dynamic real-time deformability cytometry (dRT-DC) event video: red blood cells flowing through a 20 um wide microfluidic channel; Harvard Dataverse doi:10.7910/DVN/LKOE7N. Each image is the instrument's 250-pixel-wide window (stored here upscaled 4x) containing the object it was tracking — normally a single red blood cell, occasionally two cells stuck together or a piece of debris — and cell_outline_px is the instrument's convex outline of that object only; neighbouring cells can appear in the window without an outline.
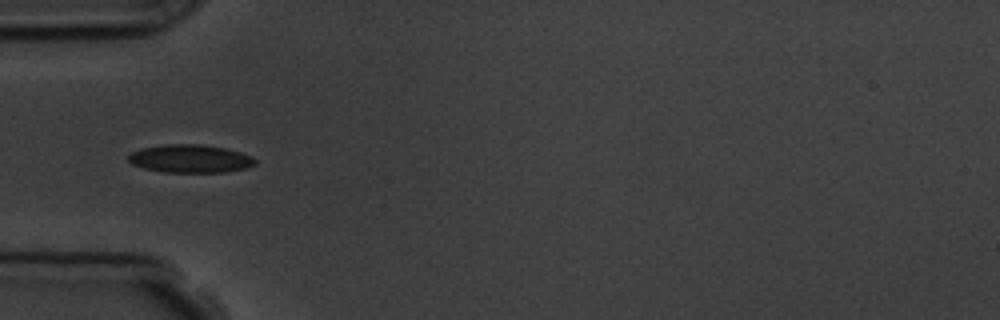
{"species": "common noctule bat (a hibernating species)", "species_latin": "Nyctalus noctula", "temperature_condition": "room temperature", "stored_images_in_passage": 10, "camera_frame_rate_fps": 3000, "um_per_image_px": 0.085, "animal": {"sex": "male", "body_mass_g": 19.5, "forearm_length_mm": 54.6}, "frame": {"image": 1, "passage_image": 4, "time_ms": 3.667, "image_size_px": [1000, 320], "cell_outline_px": [[256, 164], [248, 168], [228, 172], [164, 172], [144, 168], [132, 164], [128, 160], [128, 156], [132, 152], [140, 148], [168, 144], [200, 144], [224, 148], [240, 152], [252, 156], [256, 160]], "centroid_in_image_um": [16.19, 13.49], "position_along_channel_um": 68.8, "area_um2": 20.81}}
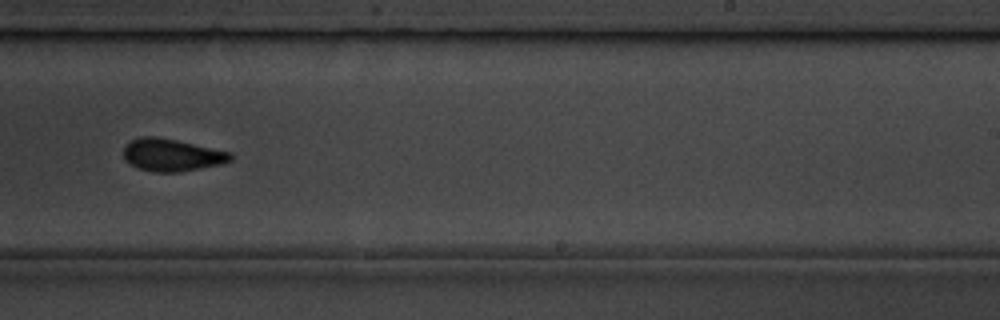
{"frame": {"image": 2, "passage_image": 9, "time_ms": 9.333, "image_size_px": [1000, 320], "cell_outline_px": [[232, 160], [220, 164], [180, 172], [152, 172], [136, 168], [128, 164], [124, 160], [124, 148], [132, 140], [140, 136], [156, 136], [176, 140], [232, 152]], "centroid_in_image_um": [14.58, 13.18], "position_along_channel_um": 274.4, "area_um2": 20.29}}